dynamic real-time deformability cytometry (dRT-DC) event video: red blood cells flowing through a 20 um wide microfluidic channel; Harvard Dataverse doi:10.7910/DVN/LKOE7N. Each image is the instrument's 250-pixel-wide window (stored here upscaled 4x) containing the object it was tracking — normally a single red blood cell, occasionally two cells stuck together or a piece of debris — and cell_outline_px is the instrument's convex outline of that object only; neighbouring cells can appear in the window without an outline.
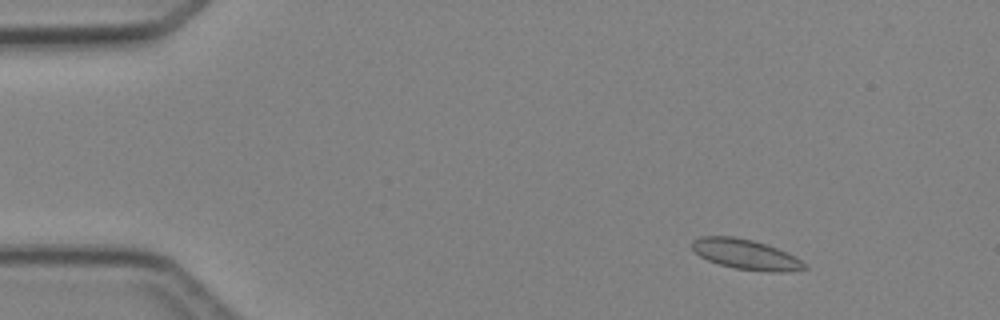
{"species": "Egyptian fruit bat (a non-hibernating species)", "species_latin": "Rousettus aegyptiacus", "temperature_condition": "cold", "stored_images_in_passage": 5, "camera_frame_rate_fps": 3000, "um_per_image_px": 0.085, "animal": {"sex": "female"}, "frame": {"image": 1, "passage_image": 2, "time_ms": 1.333, "image_size_px": [1000, 320], "cell_outline_px": [[808, 268], [788, 272], [772, 272], [732, 268], [708, 260], [700, 256], [692, 248], [692, 240], [700, 236], [732, 236], [752, 240], [776, 248], [800, 260]], "centroid_in_image_um": [63.34, 21.62], "position_along_channel_um": 21.7, "area_um2": 19.42}}
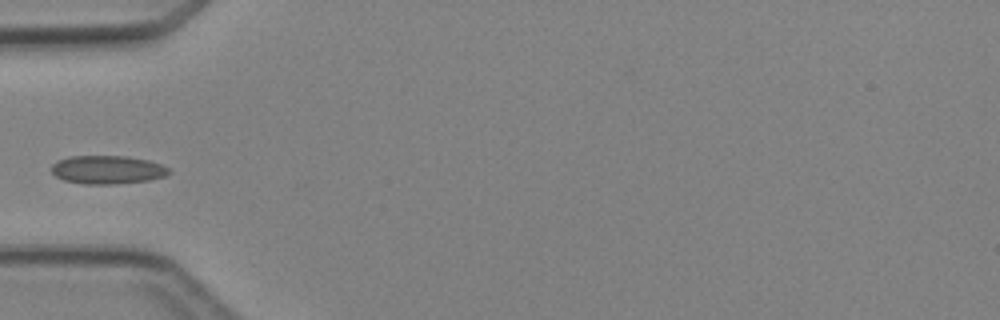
{"frame": {"image": 2, "passage_image": 5, "time_ms": 4.667, "image_size_px": [1000, 320], "cell_outline_px": [[172, 172], [164, 176], [148, 180], [116, 184], [84, 184], [64, 180], [56, 176], [52, 172], [52, 164], [56, 160], [68, 156], [128, 156], [148, 160], [160, 164], [168, 168]], "centroid_in_image_um": [9.11, 14.42], "position_along_channel_um": 75.9, "area_um2": 19.48}}